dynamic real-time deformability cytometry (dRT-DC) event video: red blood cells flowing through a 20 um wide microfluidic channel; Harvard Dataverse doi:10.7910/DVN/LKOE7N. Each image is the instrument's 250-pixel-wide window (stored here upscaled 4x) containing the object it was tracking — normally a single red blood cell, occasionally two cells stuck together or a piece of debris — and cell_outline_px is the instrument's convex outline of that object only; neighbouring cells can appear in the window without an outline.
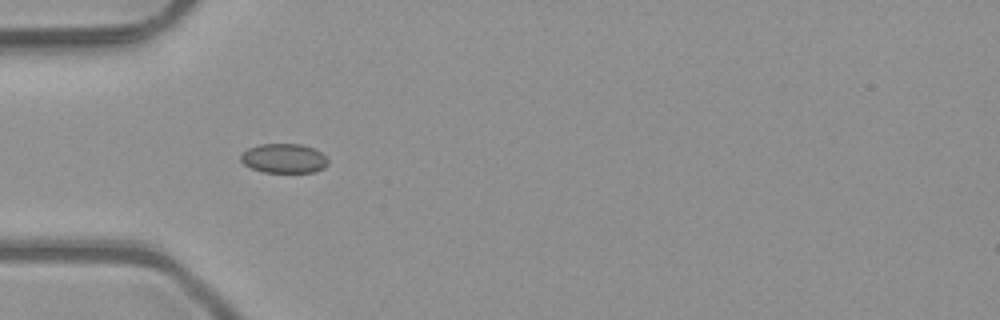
{"species": "common noctule bat (a hibernating species)", "species_latin": "Nyctalus noctula", "temperature_condition": "room temperature", "stored_images_in_passage": 6, "camera_frame_rate_fps": 3000, "um_per_image_px": 0.085, "animal": {"sex": "male", "body_mass_g": 23.1, "forearm_length_mm": 52.7}, "frame": {"image": 1, "passage_image": 5, "time_ms": 1.333, "image_size_px": [1000, 320], "cell_outline_px": [[328, 164], [324, 168], [316, 172], [264, 172], [252, 168], [244, 164], [240, 160], [240, 156], [248, 148], [260, 144], [300, 144], [312, 148], [320, 152], [328, 160]], "centroid_in_image_um": [24.13, 13.47], "position_along_channel_um": 60.9, "area_um2": 14.85}}
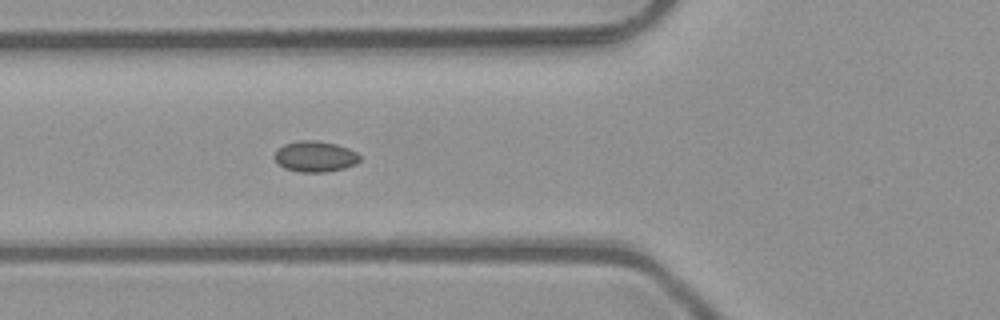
{"frame": {"image": 2, "passage_image": 6, "time_ms": 1.667, "image_size_px": [1000, 320], "cell_outline_px": [[360, 160], [356, 164], [344, 168], [324, 172], [300, 172], [284, 168], [272, 156], [284, 144], [296, 140], [316, 140], [336, 144], [348, 148], [356, 152], [360, 156]], "centroid_in_image_um": [26.79, 13.29], "position_along_channel_um": 99.0, "area_um2": 15.32}}